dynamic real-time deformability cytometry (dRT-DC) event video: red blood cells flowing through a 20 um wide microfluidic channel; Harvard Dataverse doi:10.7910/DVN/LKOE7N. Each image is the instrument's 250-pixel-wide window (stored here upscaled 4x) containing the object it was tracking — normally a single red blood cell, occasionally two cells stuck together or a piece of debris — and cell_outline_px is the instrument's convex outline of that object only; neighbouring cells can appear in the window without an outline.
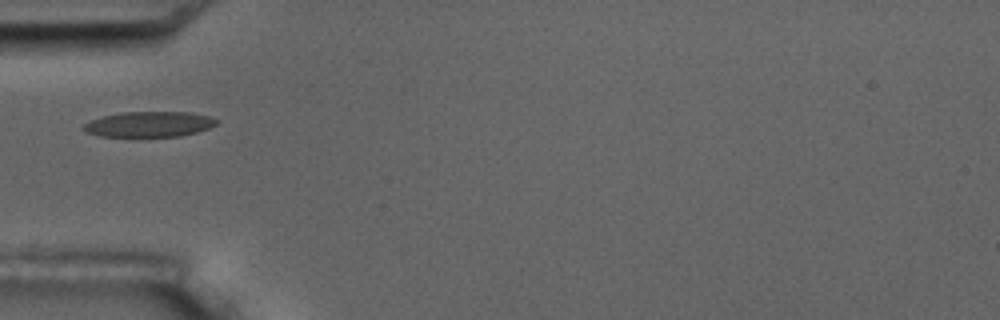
{"species": "common noctule bat (a hibernating species)", "species_latin": "Nyctalus noctula", "temperature_condition": "room temperature", "stored_images_in_passage": 5, "camera_frame_rate_fps": 3000, "um_per_image_px": 0.085, "animal": {"sex": "male", "body_mass_g": 17.5, "forearm_length_mm": 52.3}, "frame": {"image": 1, "passage_image": 2, "time_ms": 1.0, "image_size_px": [1000, 320], "cell_outline_px": [[220, 120], [216, 124], [208, 128], [196, 132], [180, 136], [100, 136], [84, 132], [80, 128], [84, 124], [92, 120], [104, 116], [120, 112], [192, 112], [208, 116]], "centroid_in_image_um": [12.66, 10.55], "position_along_channel_um": 72.3, "area_um2": 19.65}}
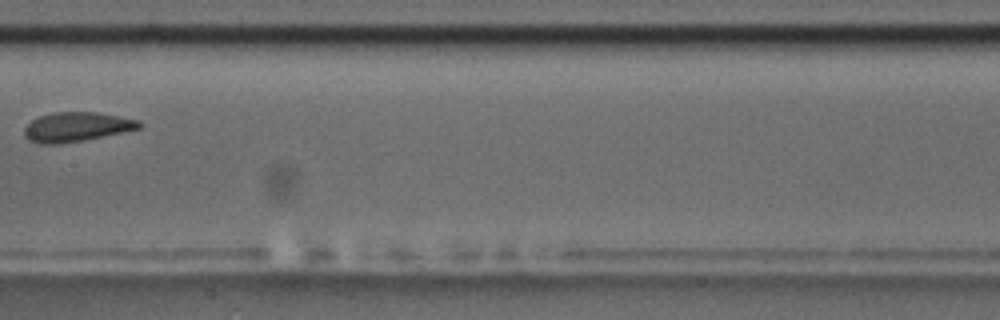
{"frame": {"image": 2, "passage_image": 5, "time_ms": 4.667, "image_size_px": [1000, 320], "cell_outline_px": [[144, 124], [140, 128], [124, 132], [84, 140], [56, 144], [40, 144], [28, 140], [24, 136], [24, 128], [32, 120], [40, 116], [56, 112], [96, 112], [140, 120]], "centroid_in_image_um": [6.52, 10.79], "position_along_channel_um": 200.9, "area_um2": 19.71}}